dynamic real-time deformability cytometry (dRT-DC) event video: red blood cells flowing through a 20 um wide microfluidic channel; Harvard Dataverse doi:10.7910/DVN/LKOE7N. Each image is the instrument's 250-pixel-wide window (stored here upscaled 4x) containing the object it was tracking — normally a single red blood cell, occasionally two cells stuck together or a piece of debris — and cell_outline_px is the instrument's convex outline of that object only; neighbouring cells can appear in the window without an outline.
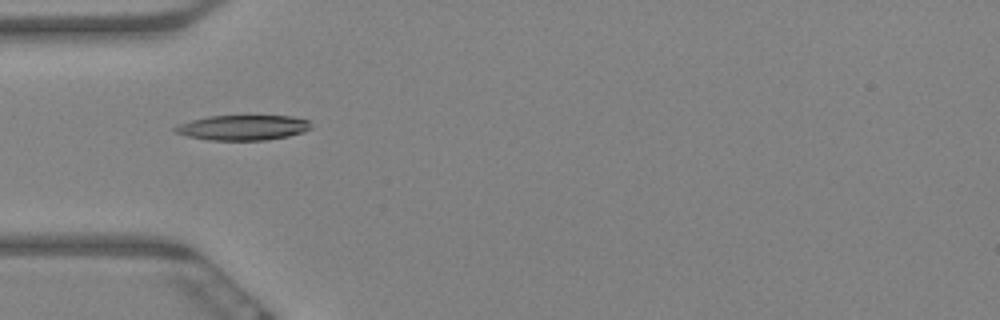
{"species": "Egyptian fruit bat (a non-hibernating species)", "species_latin": "Rousettus aegyptiacus", "temperature_condition": "warm", "stored_images_in_passage": 25, "camera_frame_rate_fps": 3000, "um_per_image_px": 0.085, "animal": {"sex": "female"}, "frame": {"image": 1, "passage_image": 1, "time_ms": 0.0, "image_size_px": [1000, 320], "cell_outline_px": [[312, 128], [304, 132], [288, 136], [264, 140], [208, 140], [188, 136], [176, 132], [172, 128], [176, 124], [208, 116], [292, 116], [308, 120], [312, 124]], "centroid_in_image_um": [20.66, 10.84], "position_along_channel_um": 64.3, "area_um2": 19.94}}